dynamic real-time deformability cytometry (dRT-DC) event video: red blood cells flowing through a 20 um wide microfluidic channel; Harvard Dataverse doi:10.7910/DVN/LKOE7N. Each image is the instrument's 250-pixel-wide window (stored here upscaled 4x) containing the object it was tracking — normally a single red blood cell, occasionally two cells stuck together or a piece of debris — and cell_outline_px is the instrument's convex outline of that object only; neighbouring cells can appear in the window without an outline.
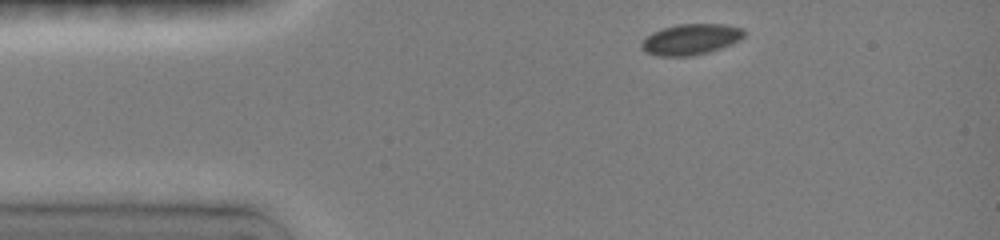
{"species": "common noctule bat (a hibernating species)", "species_latin": "Nyctalus noctula", "temperature_condition": "room temperature", "stored_images_in_passage": 3, "camera_frame_rate_fps": 3000, "um_per_image_px": 0.085, "animal": {"sex": "female", "body_mass_g": 19.0, "forearm_length_mm": 51.5}, "frame": {"image": 1, "passage_image": 1, "time_ms": 0.0, "image_size_px": [1000, 240], "cell_outline_px": [[744, 36], [720, 48], [708, 52], [688, 56], [660, 56], [648, 52], [640, 44], [652, 32], [676, 24], [724, 24], [744, 28]], "centroid_in_image_um": [58.72, 3.33], "position_along_channel_um": 26.3, "area_um2": 17.98}}